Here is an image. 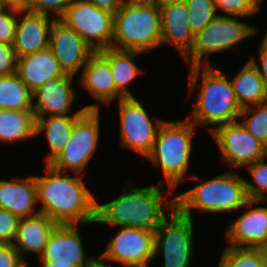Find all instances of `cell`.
Returning <instances> with one entry per match:
<instances>
[{
  "instance_id": "1",
  "label": "cell",
  "mask_w": 267,
  "mask_h": 267,
  "mask_svg": "<svg viewBox=\"0 0 267 267\" xmlns=\"http://www.w3.org/2000/svg\"><path fill=\"white\" fill-rule=\"evenodd\" d=\"M45 165L46 175L35 176L40 213L57 224H94L97 200L84 184L83 175L72 177Z\"/></svg>"
},
{
  "instance_id": "2",
  "label": "cell",
  "mask_w": 267,
  "mask_h": 267,
  "mask_svg": "<svg viewBox=\"0 0 267 267\" xmlns=\"http://www.w3.org/2000/svg\"><path fill=\"white\" fill-rule=\"evenodd\" d=\"M127 182L123 192L114 200L104 204L96 201L95 224L156 231L166 218L162 207L166 204L165 208L172 211L175 208V196L165 199L166 196H163L165 182L160 181L159 185L143 188H131Z\"/></svg>"
},
{
  "instance_id": "3",
  "label": "cell",
  "mask_w": 267,
  "mask_h": 267,
  "mask_svg": "<svg viewBox=\"0 0 267 267\" xmlns=\"http://www.w3.org/2000/svg\"><path fill=\"white\" fill-rule=\"evenodd\" d=\"M200 75L202 77H200ZM202 78L198 98L190 120L196 127L222 125L237 121L242 108L236 100L232 82L212 65L190 67L189 94L191 95Z\"/></svg>"
},
{
  "instance_id": "4",
  "label": "cell",
  "mask_w": 267,
  "mask_h": 267,
  "mask_svg": "<svg viewBox=\"0 0 267 267\" xmlns=\"http://www.w3.org/2000/svg\"><path fill=\"white\" fill-rule=\"evenodd\" d=\"M249 201L244 178L231 170L175 196V208L192 218V210L224 213L241 210Z\"/></svg>"
},
{
  "instance_id": "5",
  "label": "cell",
  "mask_w": 267,
  "mask_h": 267,
  "mask_svg": "<svg viewBox=\"0 0 267 267\" xmlns=\"http://www.w3.org/2000/svg\"><path fill=\"white\" fill-rule=\"evenodd\" d=\"M161 46L159 3L124 1L114 15L112 47L146 52Z\"/></svg>"
},
{
  "instance_id": "6",
  "label": "cell",
  "mask_w": 267,
  "mask_h": 267,
  "mask_svg": "<svg viewBox=\"0 0 267 267\" xmlns=\"http://www.w3.org/2000/svg\"><path fill=\"white\" fill-rule=\"evenodd\" d=\"M196 126L187 118L180 121L164 120L157 132L151 152L147 155L153 165H160L170 190L187 178Z\"/></svg>"
},
{
  "instance_id": "7",
  "label": "cell",
  "mask_w": 267,
  "mask_h": 267,
  "mask_svg": "<svg viewBox=\"0 0 267 267\" xmlns=\"http://www.w3.org/2000/svg\"><path fill=\"white\" fill-rule=\"evenodd\" d=\"M256 32L255 27L239 21L236 16L219 14L194 36L191 52L184 60L190 67L211 65L206 58L202 60L203 57L232 48L238 50V44Z\"/></svg>"
},
{
  "instance_id": "8",
  "label": "cell",
  "mask_w": 267,
  "mask_h": 267,
  "mask_svg": "<svg viewBox=\"0 0 267 267\" xmlns=\"http://www.w3.org/2000/svg\"><path fill=\"white\" fill-rule=\"evenodd\" d=\"M99 109H87L74 123L70 140L64 149L49 164L54 169L73 170L82 173L94 155L99 141L100 119Z\"/></svg>"
},
{
  "instance_id": "9",
  "label": "cell",
  "mask_w": 267,
  "mask_h": 267,
  "mask_svg": "<svg viewBox=\"0 0 267 267\" xmlns=\"http://www.w3.org/2000/svg\"><path fill=\"white\" fill-rule=\"evenodd\" d=\"M170 212L155 231L154 259L161 251L164 267H188L194 251L193 219L176 208Z\"/></svg>"
},
{
  "instance_id": "10",
  "label": "cell",
  "mask_w": 267,
  "mask_h": 267,
  "mask_svg": "<svg viewBox=\"0 0 267 267\" xmlns=\"http://www.w3.org/2000/svg\"><path fill=\"white\" fill-rule=\"evenodd\" d=\"M94 50L111 48L114 15L87 0H74L60 18Z\"/></svg>"
},
{
  "instance_id": "11",
  "label": "cell",
  "mask_w": 267,
  "mask_h": 267,
  "mask_svg": "<svg viewBox=\"0 0 267 267\" xmlns=\"http://www.w3.org/2000/svg\"><path fill=\"white\" fill-rule=\"evenodd\" d=\"M210 135L220 149L222 160L231 168L246 167L267 157V147L237 120L219 126H209Z\"/></svg>"
},
{
  "instance_id": "12",
  "label": "cell",
  "mask_w": 267,
  "mask_h": 267,
  "mask_svg": "<svg viewBox=\"0 0 267 267\" xmlns=\"http://www.w3.org/2000/svg\"><path fill=\"white\" fill-rule=\"evenodd\" d=\"M120 143L123 147L147 157L151 152L162 119L152 123L143 104L133 97L118 99Z\"/></svg>"
},
{
  "instance_id": "13",
  "label": "cell",
  "mask_w": 267,
  "mask_h": 267,
  "mask_svg": "<svg viewBox=\"0 0 267 267\" xmlns=\"http://www.w3.org/2000/svg\"><path fill=\"white\" fill-rule=\"evenodd\" d=\"M101 253L109 262L125 267H149L154 259L155 231L121 226Z\"/></svg>"
},
{
  "instance_id": "14",
  "label": "cell",
  "mask_w": 267,
  "mask_h": 267,
  "mask_svg": "<svg viewBox=\"0 0 267 267\" xmlns=\"http://www.w3.org/2000/svg\"><path fill=\"white\" fill-rule=\"evenodd\" d=\"M49 48L65 74L76 75L95 52L85 40L60 18L50 24Z\"/></svg>"
},
{
  "instance_id": "15",
  "label": "cell",
  "mask_w": 267,
  "mask_h": 267,
  "mask_svg": "<svg viewBox=\"0 0 267 267\" xmlns=\"http://www.w3.org/2000/svg\"><path fill=\"white\" fill-rule=\"evenodd\" d=\"M76 226V224H58L49 236L39 261L83 267L91 257L88 258L84 254L82 238Z\"/></svg>"
},
{
  "instance_id": "16",
  "label": "cell",
  "mask_w": 267,
  "mask_h": 267,
  "mask_svg": "<svg viewBox=\"0 0 267 267\" xmlns=\"http://www.w3.org/2000/svg\"><path fill=\"white\" fill-rule=\"evenodd\" d=\"M161 13V45H174L185 58L192 49L194 35L189 27V14L184 0L159 3Z\"/></svg>"
},
{
  "instance_id": "17",
  "label": "cell",
  "mask_w": 267,
  "mask_h": 267,
  "mask_svg": "<svg viewBox=\"0 0 267 267\" xmlns=\"http://www.w3.org/2000/svg\"><path fill=\"white\" fill-rule=\"evenodd\" d=\"M54 19L51 16L33 13L26 9L18 11L13 43L17 58L49 47L50 24Z\"/></svg>"
},
{
  "instance_id": "18",
  "label": "cell",
  "mask_w": 267,
  "mask_h": 267,
  "mask_svg": "<svg viewBox=\"0 0 267 267\" xmlns=\"http://www.w3.org/2000/svg\"><path fill=\"white\" fill-rule=\"evenodd\" d=\"M260 201L249 200L244 208L249 211L241 214L227 228V241L231 247L257 248L267 243V206L252 208Z\"/></svg>"
},
{
  "instance_id": "19",
  "label": "cell",
  "mask_w": 267,
  "mask_h": 267,
  "mask_svg": "<svg viewBox=\"0 0 267 267\" xmlns=\"http://www.w3.org/2000/svg\"><path fill=\"white\" fill-rule=\"evenodd\" d=\"M74 75L50 79L32 92L34 117L67 115L77 96L72 88ZM37 99V100H36ZM36 101V102H34Z\"/></svg>"
},
{
  "instance_id": "20",
  "label": "cell",
  "mask_w": 267,
  "mask_h": 267,
  "mask_svg": "<svg viewBox=\"0 0 267 267\" xmlns=\"http://www.w3.org/2000/svg\"><path fill=\"white\" fill-rule=\"evenodd\" d=\"M81 84L94 99L110 105L116 97L124 96L116 89L109 62L95 51L82 68Z\"/></svg>"
},
{
  "instance_id": "21",
  "label": "cell",
  "mask_w": 267,
  "mask_h": 267,
  "mask_svg": "<svg viewBox=\"0 0 267 267\" xmlns=\"http://www.w3.org/2000/svg\"><path fill=\"white\" fill-rule=\"evenodd\" d=\"M36 205L37 187L34 175L16 177L13 181L0 180V208L23 218L40 213Z\"/></svg>"
},
{
  "instance_id": "22",
  "label": "cell",
  "mask_w": 267,
  "mask_h": 267,
  "mask_svg": "<svg viewBox=\"0 0 267 267\" xmlns=\"http://www.w3.org/2000/svg\"><path fill=\"white\" fill-rule=\"evenodd\" d=\"M99 109L98 104H89L77 110L73 115H55L35 117V136L45 131L49 145V152L44 159L45 164H50L56 156L64 149L70 140L75 121L87 110Z\"/></svg>"
},
{
  "instance_id": "23",
  "label": "cell",
  "mask_w": 267,
  "mask_h": 267,
  "mask_svg": "<svg viewBox=\"0 0 267 267\" xmlns=\"http://www.w3.org/2000/svg\"><path fill=\"white\" fill-rule=\"evenodd\" d=\"M17 74L32 92L48 80L65 75L49 47L18 58Z\"/></svg>"
},
{
  "instance_id": "24",
  "label": "cell",
  "mask_w": 267,
  "mask_h": 267,
  "mask_svg": "<svg viewBox=\"0 0 267 267\" xmlns=\"http://www.w3.org/2000/svg\"><path fill=\"white\" fill-rule=\"evenodd\" d=\"M57 225L42 213L20 219L13 245L27 264L28 261L24 257L25 251L39 254L40 258L45 250L49 236Z\"/></svg>"
},
{
  "instance_id": "25",
  "label": "cell",
  "mask_w": 267,
  "mask_h": 267,
  "mask_svg": "<svg viewBox=\"0 0 267 267\" xmlns=\"http://www.w3.org/2000/svg\"><path fill=\"white\" fill-rule=\"evenodd\" d=\"M231 82L241 108L267 102V87L258 69L250 60L231 79Z\"/></svg>"
},
{
  "instance_id": "26",
  "label": "cell",
  "mask_w": 267,
  "mask_h": 267,
  "mask_svg": "<svg viewBox=\"0 0 267 267\" xmlns=\"http://www.w3.org/2000/svg\"><path fill=\"white\" fill-rule=\"evenodd\" d=\"M98 52L109 62L116 89L124 97H133L127 87L143 71L134 62L135 57L143 52L114 48H105Z\"/></svg>"
},
{
  "instance_id": "27",
  "label": "cell",
  "mask_w": 267,
  "mask_h": 267,
  "mask_svg": "<svg viewBox=\"0 0 267 267\" xmlns=\"http://www.w3.org/2000/svg\"><path fill=\"white\" fill-rule=\"evenodd\" d=\"M35 137L33 110L0 109V141L14 143Z\"/></svg>"
},
{
  "instance_id": "28",
  "label": "cell",
  "mask_w": 267,
  "mask_h": 267,
  "mask_svg": "<svg viewBox=\"0 0 267 267\" xmlns=\"http://www.w3.org/2000/svg\"><path fill=\"white\" fill-rule=\"evenodd\" d=\"M0 109L33 110L32 91L17 73L0 76Z\"/></svg>"
},
{
  "instance_id": "29",
  "label": "cell",
  "mask_w": 267,
  "mask_h": 267,
  "mask_svg": "<svg viewBox=\"0 0 267 267\" xmlns=\"http://www.w3.org/2000/svg\"><path fill=\"white\" fill-rule=\"evenodd\" d=\"M241 118L246 130L267 147V102L242 108Z\"/></svg>"
},
{
  "instance_id": "30",
  "label": "cell",
  "mask_w": 267,
  "mask_h": 267,
  "mask_svg": "<svg viewBox=\"0 0 267 267\" xmlns=\"http://www.w3.org/2000/svg\"><path fill=\"white\" fill-rule=\"evenodd\" d=\"M218 267H263L258 248L225 247Z\"/></svg>"
},
{
  "instance_id": "31",
  "label": "cell",
  "mask_w": 267,
  "mask_h": 267,
  "mask_svg": "<svg viewBox=\"0 0 267 267\" xmlns=\"http://www.w3.org/2000/svg\"><path fill=\"white\" fill-rule=\"evenodd\" d=\"M184 2L188 9L189 27L194 36L219 15L213 0H184Z\"/></svg>"
},
{
  "instance_id": "32",
  "label": "cell",
  "mask_w": 267,
  "mask_h": 267,
  "mask_svg": "<svg viewBox=\"0 0 267 267\" xmlns=\"http://www.w3.org/2000/svg\"><path fill=\"white\" fill-rule=\"evenodd\" d=\"M267 157L256 161L248 166L247 169L253 178L250 183L248 179L244 178L245 189L249 200L260 201L261 203L267 201Z\"/></svg>"
},
{
  "instance_id": "33",
  "label": "cell",
  "mask_w": 267,
  "mask_h": 267,
  "mask_svg": "<svg viewBox=\"0 0 267 267\" xmlns=\"http://www.w3.org/2000/svg\"><path fill=\"white\" fill-rule=\"evenodd\" d=\"M216 10L225 16L249 17L259 12L261 6L257 0H213Z\"/></svg>"
},
{
  "instance_id": "34",
  "label": "cell",
  "mask_w": 267,
  "mask_h": 267,
  "mask_svg": "<svg viewBox=\"0 0 267 267\" xmlns=\"http://www.w3.org/2000/svg\"><path fill=\"white\" fill-rule=\"evenodd\" d=\"M73 1L74 0H27L25 9L33 13L48 15L53 18H61Z\"/></svg>"
},
{
  "instance_id": "35",
  "label": "cell",
  "mask_w": 267,
  "mask_h": 267,
  "mask_svg": "<svg viewBox=\"0 0 267 267\" xmlns=\"http://www.w3.org/2000/svg\"><path fill=\"white\" fill-rule=\"evenodd\" d=\"M18 10L3 7L0 10V43L13 46Z\"/></svg>"
},
{
  "instance_id": "36",
  "label": "cell",
  "mask_w": 267,
  "mask_h": 267,
  "mask_svg": "<svg viewBox=\"0 0 267 267\" xmlns=\"http://www.w3.org/2000/svg\"><path fill=\"white\" fill-rule=\"evenodd\" d=\"M20 217L0 208V243L13 244Z\"/></svg>"
},
{
  "instance_id": "37",
  "label": "cell",
  "mask_w": 267,
  "mask_h": 267,
  "mask_svg": "<svg viewBox=\"0 0 267 267\" xmlns=\"http://www.w3.org/2000/svg\"><path fill=\"white\" fill-rule=\"evenodd\" d=\"M17 59L13 46L0 43V76L17 73Z\"/></svg>"
},
{
  "instance_id": "38",
  "label": "cell",
  "mask_w": 267,
  "mask_h": 267,
  "mask_svg": "<svg viewBox=\"0 0 267 267\" xmlns=\"http://www.w3.org/2000/svg\"><path fill=\"white\" fill-rule=\"evenodd\" d=\"M13 244L0 243V267H28Z\"/></svg>"
},
{
  "instance_id": "39",
  "label": "cell",
  "mask_w": 267,
  "mask_h": 267,
  "mask_svg": "<svg viewBox=\"0 0 267 267\" xmlns=\"http://www.w3.org/2000/svg\"><path fill=\"white\" fill-rule=\"evenodd\" d=\"M262 42L259 45V51H258V58H259V64L257 60H255V57H252L249 59L255 67L258 69V72L260 76L262 77L265 86L267 87V31L264 34V37L262 38Z\"/></svg>"
},
{
  "instance_id": "40",
  "label": "cell",
  "mask_w": 267,
  "mask_h": 267,
  "mask_svg": "<svg viewBox=\"0 0 267 267\" xmlns=\"http://www.w3.org/2000/svg\"><path fill=\"white\" fill-rule=\"evenodd\" d=\"M101 10L115 15L125 0H87Z\"/></svg>"
},
{
  "instance_id": "41",
  "label": "cell",
  "mask_w": 267,
  "mask_h": 267,
  "mask_svg": "<svg viewBox=\"0 0 267 267\" xmlns=\"http://www.w3.org/2000/svg\"><path fill=\"white\" fill-rule=\"evenodd\" d=\"M106 261L108 260L102 254L97 257L94 255L84 264L83 267H109L110 263L108 265Z\"/></svg>"
},
{
  "instance_id": "42",
  "label": "cell",
  "mask_w": 267,
  "mask_h": 267,
  "mask_svg": "<svg viewBox=\"0 0 267 267\" xmlns=\"http://www.w3.org/2000/svg\"><path fill=\"white\" fill-rule=\"evenodd\" d=\"M27 0H0V5L2 7L13 8L16 10L25 9Z\"/></svg>"
},
{
  "instance_id": "43",
  "label": "cell",
  "mask_w": 267,
  "mask_h": 267,
  "mask_svg": "<svg viewBox=\"0 0 267 267\" xmlns=\"http://www.w3.org/2000/svg\"><path fill=\"white\" fill-rule=\"evenodd\" d=\"M257 248L259 249V252L262 257L263 267H267V243Z\"/></svg>"
},
{
  "instance_id": "44",
  "label": "cell",
  "mask_w": 267,
  "mask_h": 267,
  "mask_svg": "<svg viewBox=\"0 0 267 267\" xmlns=\"http://www.w3.org/2000/svg\"><path fill=\"white\" fill-rule=\"evenodd\" d=\"M42 267H70L69 265H56L52 262H41Z\"/></svg>"
},
{
  "instance_id": "45",
  "label": "cell",
  "mask_w": 267,
  "mask_h": 267,
  "mask_svg": "<svg viewBox=\"0 0 267 267\" xmlns=\"http://www.w3.org/2000/svg\"><path fill=\"white\" fill-rule=\"evenodd\" d=\"M133 3H160V0H126Z\"/></svg>"
},
{
  "instance_id": "46",
  "label": "cell",
  "mask_w": 267,
  "mask_h": 267,
  "mask_svg": "<svg viewBox=\"0 0 267 267\" xmlns=\"http://www.w3.org/2000/svg\"><path fill=\"white\" fill-rule=\"evenodd\" d=\"M166 1H174V0H160V3L166 2Z\"/></svg>"
}]
</instances>
